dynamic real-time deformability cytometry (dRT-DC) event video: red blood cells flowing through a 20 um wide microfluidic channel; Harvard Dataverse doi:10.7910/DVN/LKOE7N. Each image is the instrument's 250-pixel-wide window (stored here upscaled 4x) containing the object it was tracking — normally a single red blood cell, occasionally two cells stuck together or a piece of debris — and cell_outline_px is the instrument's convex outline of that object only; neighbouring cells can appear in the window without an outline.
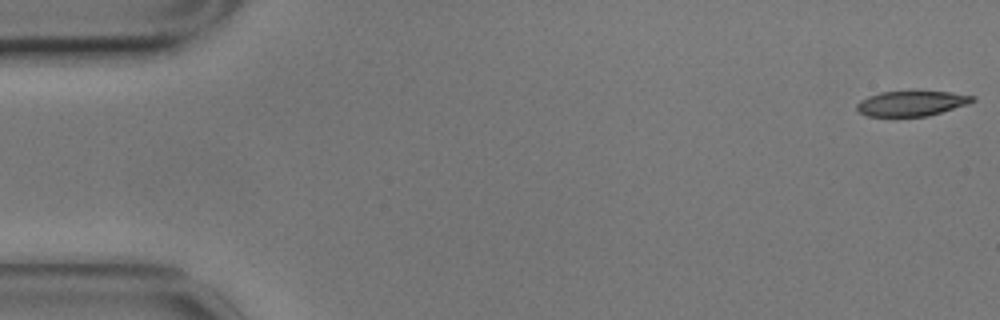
{"species": "common noctule bat (a hibernating species)", "species_latin": "Nyctalus noctula", "temperature_condition": "cold", "stored_images_in_passage": 36, "camera_frame_rate_fps": 3000, "um_per_image_px": 0.085, "animal": {"sex": "male", "body_mass_g": 17.9}, "frame": {"image": 1, "passage_image": 1, "time_ms": 0.0, "image_size_px": [1000, 320], "cell_outline_px": [[976, 100], [968, 104], [928, 116], [868, 116], [856, 112], [856, 104], [860, 100], [868, 96], [880, 92], [952, 92], [976, 96]], "centroid_in_image_um": [77.47, 8.79], "position_along_channel_um": 7.5, "area_um2": 16.94}}
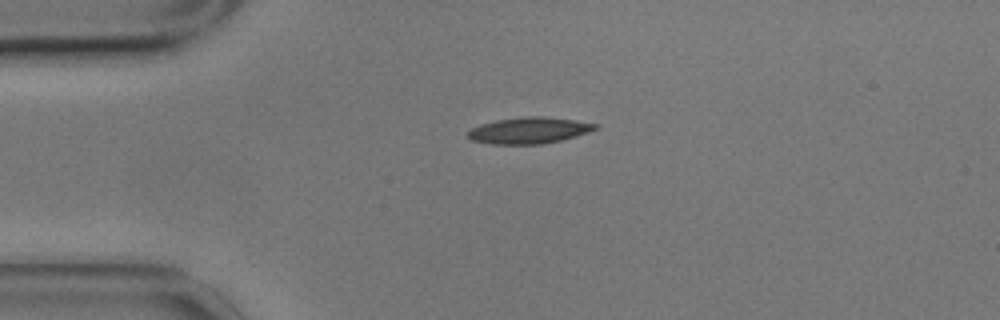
{"frame": {"image": 2, "passage_image": 13, "time_ms": 4.0, "image_size_px": [1000, 320], "cell_outline_px": [[600, 128], [576, 136], [544, 144], [492, 144], [472, 140], [468, 136], [468, 132], [472, 128], [480, 124], [496, 120], [528, 116], [540, 116], [576, 120], [600, 124]], "centroid_in_image_um": [45.02, 11.08], "position_along_channel_um": 40.0, "area_um2": 19.54}}
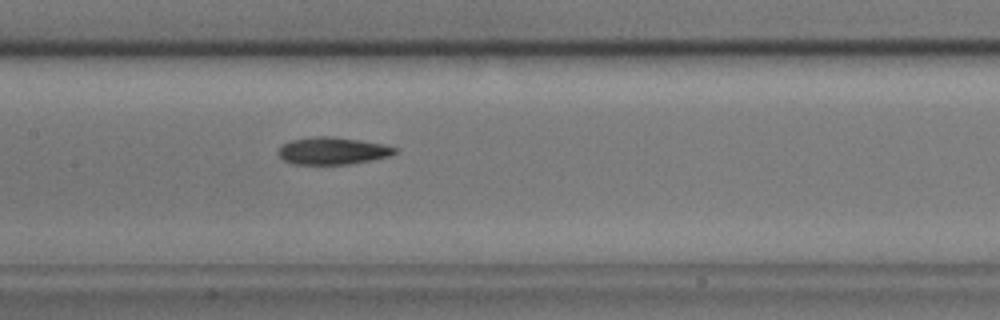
{"frame": {"image": 3, "passage_image": 27, "time_ms": 8.667, "image_size_px": [1000, 320], "cell_outline_px": [[396, 152], [388, 156], [372, 160], [348, 164], [292, 164], [284, 160], [276, 152], [284, 144], [292, 140], [316, 136], [332, 136], [360, 140], [384, 144], [396, 148]], "centroid_in_image_um": [28.26, 12.82], "position_along_channel_um": 179.1, "area_um2": 18.38}}